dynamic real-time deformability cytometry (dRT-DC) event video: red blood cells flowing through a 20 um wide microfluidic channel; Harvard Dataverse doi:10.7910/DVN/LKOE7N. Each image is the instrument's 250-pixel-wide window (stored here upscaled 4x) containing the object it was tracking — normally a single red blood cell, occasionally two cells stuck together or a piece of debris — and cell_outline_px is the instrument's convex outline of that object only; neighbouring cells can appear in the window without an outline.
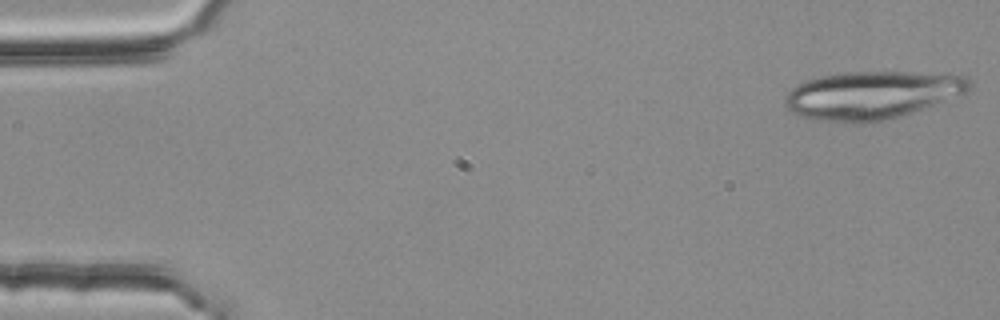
{"species": "common noctule bat (a hibernating species)", "species_latin": "Nyctalus noctula", "temperature_condition": "room temperature", "stored_images_in_passage": 4, "camera_frame_rate_fps": 3000, "um_per_image_px": 0.085, "animal": {"sex": "female", "body_mass_g": 25.1}, "frame": {"image": 1, "passage_image": 1, "time_ms": 0.0, "image_size_px": [1000, 320], "cell_outline_px": [[972, 84], [968, 92], [900, 116], [860, 124], [856, 124], [816, 120], [800, 116], [792, 112], [784, 104], [784, 96], [796, 84], [804, 80], [820, 76], [844, 72], [960, 72], [968, 76]], "centroid_in_image_um": [74.14, 8.06], "position_along_channel_um": 10.9, "area_um2": 52.31}}